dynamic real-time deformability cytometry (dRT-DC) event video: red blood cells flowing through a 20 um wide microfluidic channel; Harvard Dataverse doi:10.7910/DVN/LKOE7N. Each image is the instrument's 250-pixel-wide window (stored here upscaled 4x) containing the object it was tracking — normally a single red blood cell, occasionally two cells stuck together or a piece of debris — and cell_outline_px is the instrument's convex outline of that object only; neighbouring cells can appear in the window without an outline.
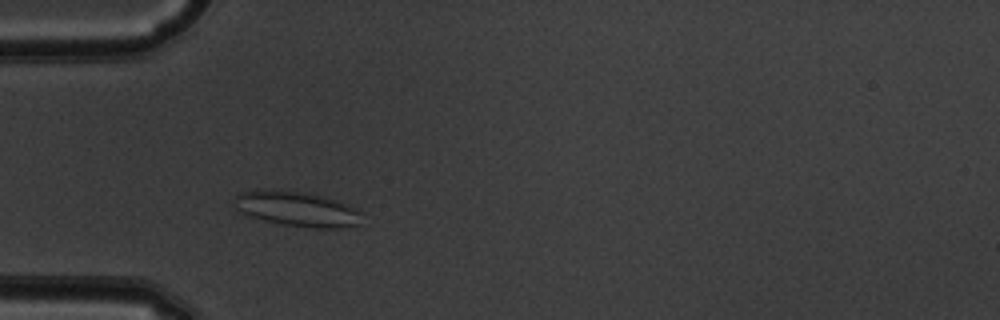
{"species": "common noctule bat (a hibernating species)", "species_latin": "Nyctalus noctula", "temperature_condition": "warm", "stored_images_in_passage": 43, "camera_frame_rate_fps": 3000, "um_per_image_px": 0.085, "animal": {"sex": "male", "body_mass_g": 19.5, "forearm_length_mm": 54.6}, "frame": {"image": 1, "passage_image": 8, "time_ms": 2.333, "image_size_px": [1000, 320], "cell_outline_px": [[360, 212], [356, 224], [340, 228], [312, 228], [284, 224], [252, 216], [236, 208], [236, 196], [240, 192], [272, 188], [304, 192], [336, 200], [348, 204], [356, 208]], "centroid_in_image_um": [25.24, 17.73], "position_along_channel_um": 59.8, "area_um2": 25.37}}
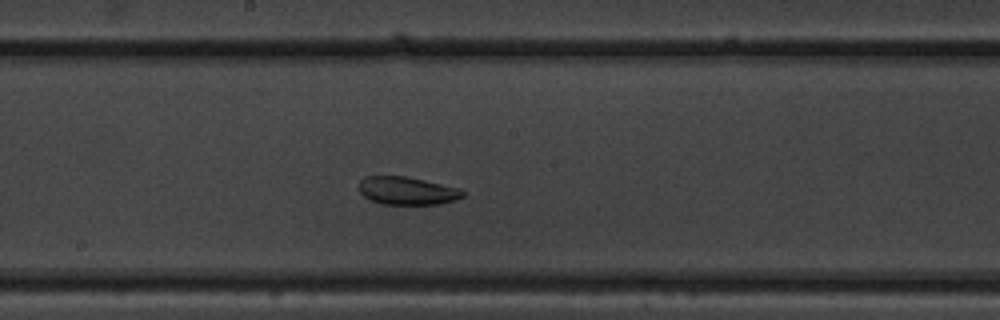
{"frame": {"image": 2, "passage_image": 20, "time_ms": 6.333, "image_size_px": [1000, 320], "cell_outline_px": [[464, 196], [440, 204], [380, 204], [368, 200], [360, 192], [360, 180], [364, 176], [404, 176], [424, 180], [460, 188], [464, 192]], "centroid_in_image_um": [34.57, 16.21], "position_along_channel_um": 213.6, "area_um2": 16.88}}
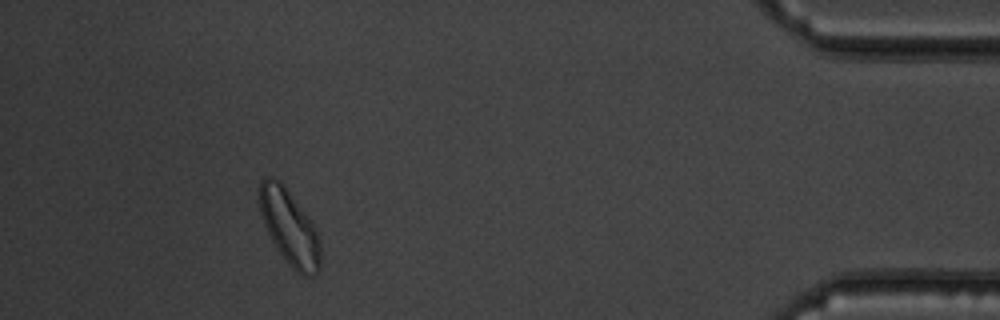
{"frame": {"image": 3, "passage_image": 39, "time_ms": 12.667, "image_size_px": [1000, 320], "cell_outline_px": [[320, 268], [316, 272], [308, 276], [304, 276], [296, 272], [288, 264], [276, 248], [264, 224], [260, 212], [260, 180], [264, 176], [276, 176], [280, 180], [308, 216], [316, 228], [320, 244]], "centroid_in_image_um": [24.6, 19.3], "position_along_channel_um": 410.6, "area_um2": 26.65}, "authors_computed_cell_mechanics": {"area_um2": 19.941, "velocity_mm_per_s": 3.9633, "shape_relaxation_time_tau1_ms": null, "shape_relaxation_time_tau2_ms": 1.6626, "deformation_change_tau1": null, "deformation_change_tau2": 0.0682}}